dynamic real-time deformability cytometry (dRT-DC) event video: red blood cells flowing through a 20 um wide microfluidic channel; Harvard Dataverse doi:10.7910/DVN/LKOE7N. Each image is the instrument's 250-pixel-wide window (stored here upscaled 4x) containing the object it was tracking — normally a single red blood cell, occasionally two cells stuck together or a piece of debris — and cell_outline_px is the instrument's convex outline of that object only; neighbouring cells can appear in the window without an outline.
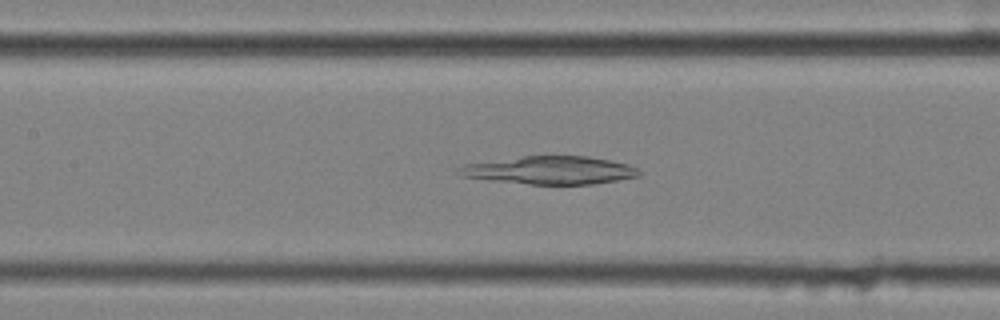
{"species": "common noctule bat (a hibernating species)", "species_latin": "Nyctalus noctula", "temperature_condition": "cold", "stored_images_in_passage": 47, "camera_frame_rate_fps": 3000, "um_per_image_px": 0.085, "animal": {"sex": "female", "body_mass_g": 25.1}, "frame": {"image": 1, "passage_image": 18, "time_ms": 5.667, "image_size_px": [1000, 320], "cell_outline_px": [[640, 176], [592, 184], [532, 184], [492, 180], [464, 176], [456, 168], [464, 164], [524, 156], [588, 156], [628, 164], [636, 168], [640, 172]], "centroid_in_image_um": [46.78, 14.46], "position_along_channel_um": 160.6, "area_um2": 28.9}}
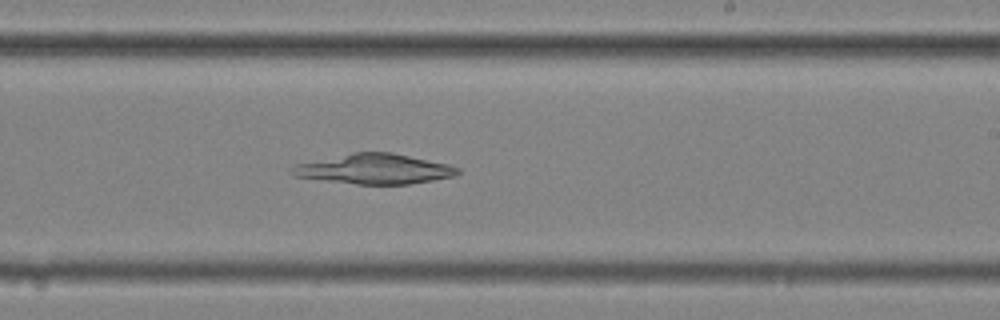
{"frame": {"image": 2, "passage_image": 26, "time_ms": 8.333, "image_size_px": [1000, 320], "cell_outline_px": [[460, 172], [456, 176], [408, 184], [356, 184], [292, 176], [288, 172], [296, 164], [352, 152], [392, 152], [448, 164], [460, 168]], "centroid_in_image_um": [31.82, 14.36], "position_along_channel_um": 257.2, "area_um2": 28.96}}
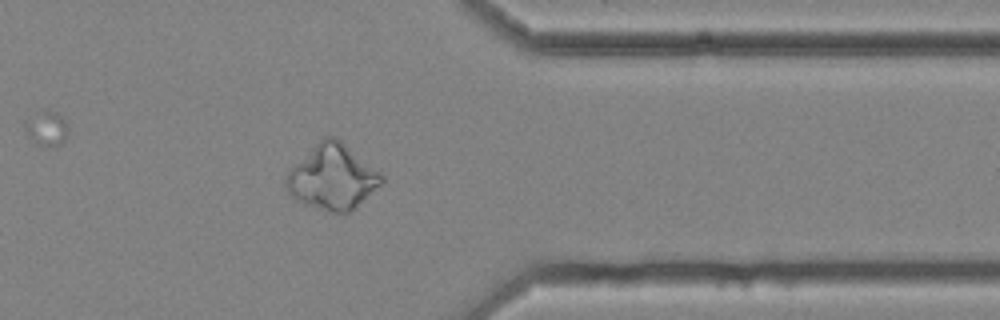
{"frame": {"image": 3, "passage_image": 37, "time_ms": 12.0, "image_size_px": [1000, 320], "cell_outline_px": [[384, 180], [352, 212], [344, 216], [304, 204], [296, 200], [288, 192], [284, 184], [284, 180], [288, 168], [324, 136], [332, 136], [340, 140], [380, 172], [384, 176]], "centroid_in_image_um": [28.22, 15.09], "position_along_channel_um": 383.2, "area_um2": 36.3}}